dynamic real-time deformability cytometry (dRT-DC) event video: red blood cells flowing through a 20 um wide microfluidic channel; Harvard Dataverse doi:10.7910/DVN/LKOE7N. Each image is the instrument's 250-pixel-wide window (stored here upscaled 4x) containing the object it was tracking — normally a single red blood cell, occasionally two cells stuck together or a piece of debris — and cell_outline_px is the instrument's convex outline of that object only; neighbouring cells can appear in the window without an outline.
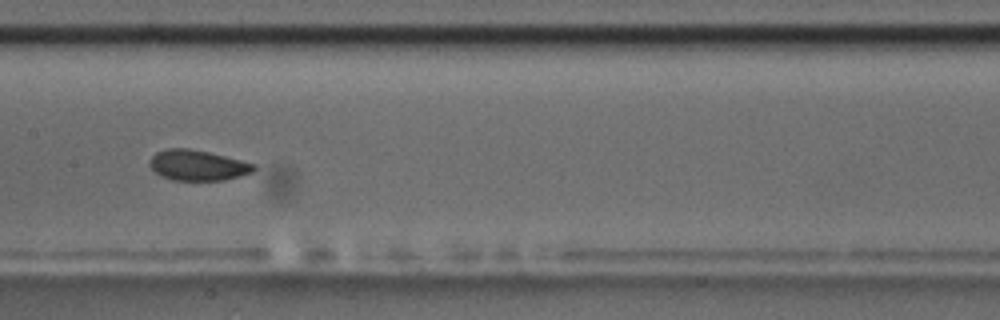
{"species": "common noctule bat (a hibernating species)", "species_latin": "Nyctalus noctula", "temperature_condition": "room temperature", "stored_images_in_passage": 14, "camera_frame_rate_fps": 3000, "um_per_image_px": 0.085, "animal": {"sex": "male", "body_mass_g": 17.5, "forearm_length_mm": 52.3}, "frame": {"image": 1, "passage_image": 7, "time_ms": 8.0, "image_size_px": [1000, 320], "cell_outline_px": [[256, 168], [252, 172], [240, 176], [224, 180], [172, 180], [160, 176], [148, 164], [148, 160], [156, 152], [164, 148], [188, 148], [208, 152], [256, 164]], "centroid_in_image_um": [16.76, 14.04], "position_along_channel_um": 190.6, "area_um2": 18.55}}
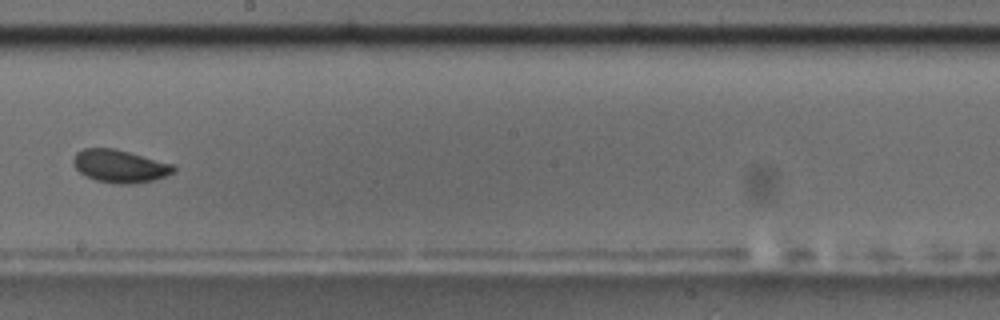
{"frame": {"image": 2, "passage_image": 8, "time_ms": 9.333, "image_size_px": [1000, 320], "cell_outline_px": [[176, 172], [168, 176], [156, 180], [132, 184], [116, 184], [96, 180], [80, 172], [72, 164], [72, 160], [76, 152], [84, 148], [112, 148], [176, 164]], "centroid_in_image_um": [10.24, 14.13], "position_along_channel_um": 238.0, "area_um2": 19.42}, "authors_computed_cell_mechanics": {"area_um2": 18.6405, "velocity_mm_per_s": 3.5758, "shape_relaxation_time_tau1_ms": 7.6854, "shape_relaxation_time_tau2_ms": 1.9147, "deformation_change_tau1": 0.1064, "deformation_change_tau2": 0.0523}}